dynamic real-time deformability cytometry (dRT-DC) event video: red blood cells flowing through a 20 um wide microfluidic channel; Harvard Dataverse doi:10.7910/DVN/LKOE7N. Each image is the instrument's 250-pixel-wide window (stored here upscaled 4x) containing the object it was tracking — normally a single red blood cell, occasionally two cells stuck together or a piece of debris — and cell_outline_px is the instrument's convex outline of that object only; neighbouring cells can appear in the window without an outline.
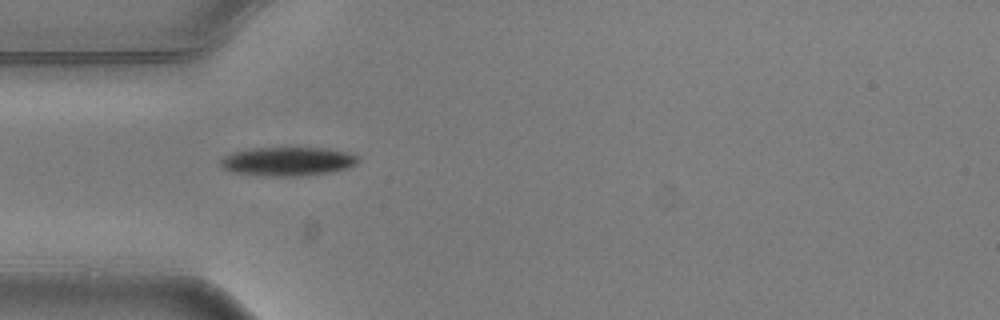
{"species": "common noctule bat (a hibernating species)", "species_latin": "Nyctalus noctula", "temperature_condition": "warm", "stored_images_in_passage": 2, "camera_frame_rate_fps": 3000, "um_per_image_px": 0.085, "animal": {"sex": "male", "body_mass_g": 20.5, "forearm_length_mm": 52.5}, "frame": {"image": 1, "passage_image": 1, "time_ms": 0.0, "image_size_px": [1000, 320], "cell_outline_px": [[360, 160], [356, 164], [348, 168], [332, 172], [300, 176], [264, 176], [232, 172], [220, 168], [220, 160], [224, 156], [232, 152], [252, 148], [324, 148], [348, 152], [360, 156]], "centroid_in_image_um": [24.46, 13.72], "position_along_channel_um": 60.5, "area_um2": 23.41}}
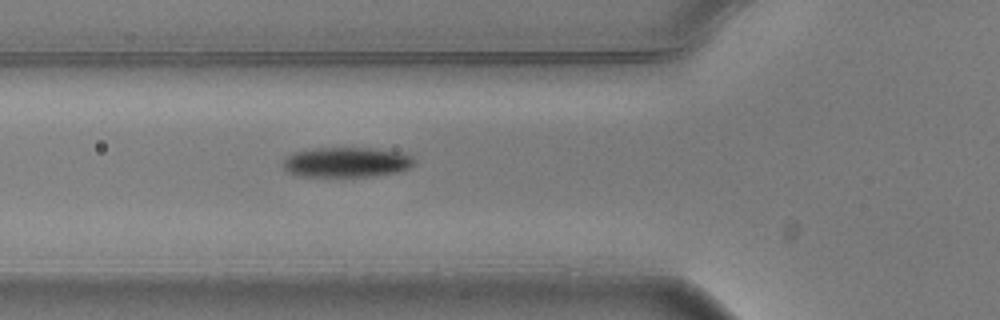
{"frame": {"image": 2, "passage_image": 2, "time_ms": 0.333, "image_size_px": [1000, 320], "cell_outline_px": [[416, 160], [404, 172], [376, 176], [296, 176], [288, 172], [284, 168], [284, 160], [288, 156], [296, 152], [316, 148], [368, 148], [396, 152], [412, 156]], "centroid_in_image_um": [29.48, 13.81], "position_along_channel_um": 96.3, "area_um2": 22.83}}